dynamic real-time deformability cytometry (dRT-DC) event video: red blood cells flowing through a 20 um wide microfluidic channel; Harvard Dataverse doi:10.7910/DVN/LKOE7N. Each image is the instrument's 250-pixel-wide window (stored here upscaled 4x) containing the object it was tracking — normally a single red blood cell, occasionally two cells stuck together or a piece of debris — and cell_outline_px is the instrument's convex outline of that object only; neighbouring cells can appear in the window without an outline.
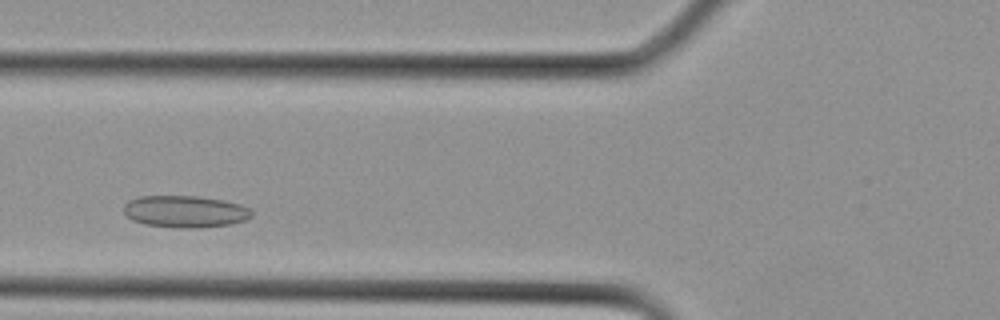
{"species": "Egyptian fruit bat (a non-hibernating species)", "species_latin": "Rousettus aegyptiacus", "temperature_condition": "cold", "stored_images_in_passage": 23, "camera_frame_rate_fps": 3000, "um_per_image_px": 0.085, "animal": {"sex": "female"}, "frame": {"image": 1, "passage_image": 5, "time_ms": 1.333, "image_size_px": [1000, 320], "cell_outline_px": [[252, 216], [244, 220], [232, 224], [200, 228], [176, 228], [144, 224], [132, 220], [124, 212], [124, 204], [128, 200], [140, 196], [200, 196], [224, 200], [240, 204], [252, 208]], "centroid_in_image_um": [15.75, 17.98], "position_along_channel_um": 110.0, "area_um2": 24.1}}
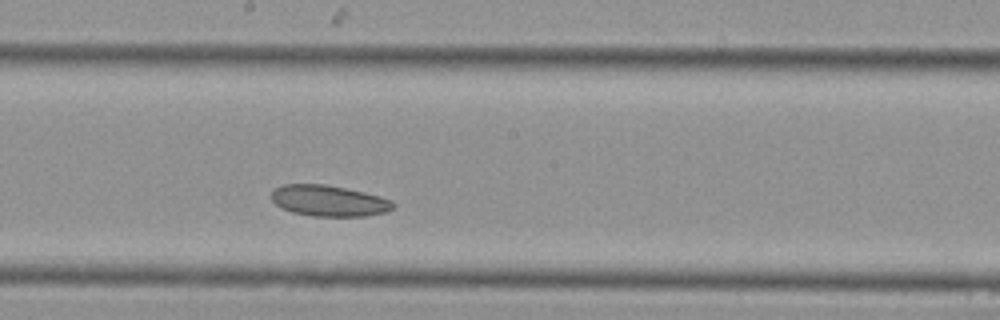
{"frame": {"image": 2, "passage_image": 10, "time_ms": 3.0, "image_size_px": [1000, 320], "cell_outline_px": [[396, 208], [384, 212], [364, 216], [312, 216], [292, 212], [280, 208], [272, 200], [272, 192], [276, 188], [284, 184], [324, 184], [364, 192], [380, 196], [392, 200], [396, 204]], "centroid_in_image_um": [27.97, 17.07], "position_along_channel_um": 220.2, "area_um2": 22.02}}
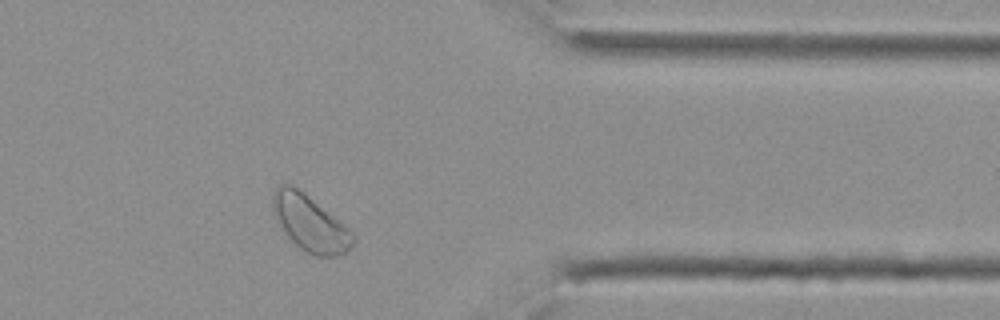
{"frame": {"image": 3, "passage_image": 18, "time_ms": 5.667, "image_size_px": [1000, 320], "cell_outline_px": [[356, 240], [352, 248], [340, 256], [316, 256], [300, 248], [284, 232], [272, 208], [272, 196], [276, 188], [280, 184], [292, 184], [304, 192], [344, 224], [356, 236]], "centroid_in_image_um": [26.39, 18.98], "position_along_channel_um": 385.0, "area_um2": 26.01}}